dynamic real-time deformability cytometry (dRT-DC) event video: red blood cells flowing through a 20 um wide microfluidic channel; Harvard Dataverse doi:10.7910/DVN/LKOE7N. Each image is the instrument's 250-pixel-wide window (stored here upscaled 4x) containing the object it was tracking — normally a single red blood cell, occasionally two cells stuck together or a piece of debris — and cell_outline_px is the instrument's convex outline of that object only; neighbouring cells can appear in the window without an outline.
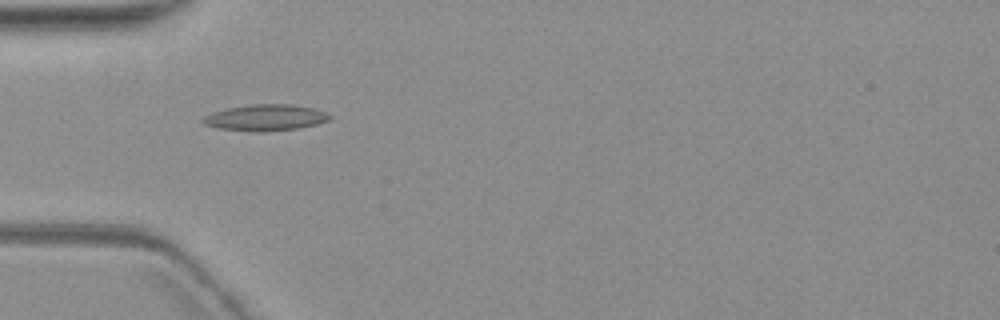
{"species": "common noctule bat (a hibernating species)", "species_latin": "Nyctalus noctula", "temperature_condition": "warm", "stored_images_in_passage": 2, "camera_frame_rate_fps": 3000, "um_per_image_px": 0.085, "animal": {"sex": "female", "body_mass_g": 19.3, "forearm_length_mm": 54.1}, "frame": {"image": 1, "passage_image": 2, "time_ms": 1.0, "image_size_px": [1000, 320], "cell_outline_px": [[332, 116], [328, 120], [316, 124], [300, 128], [256, 132], [220, 128], [204, 124], [200, 120], [204, 116], [212, 112], [228, 108], [252, 104], [292, 104], [312, 108], [324, 112]], "centroid_in_image_um": [22.54, 9.99], "position_along_channel_um": 62.5, "area_um2": 19.19}}